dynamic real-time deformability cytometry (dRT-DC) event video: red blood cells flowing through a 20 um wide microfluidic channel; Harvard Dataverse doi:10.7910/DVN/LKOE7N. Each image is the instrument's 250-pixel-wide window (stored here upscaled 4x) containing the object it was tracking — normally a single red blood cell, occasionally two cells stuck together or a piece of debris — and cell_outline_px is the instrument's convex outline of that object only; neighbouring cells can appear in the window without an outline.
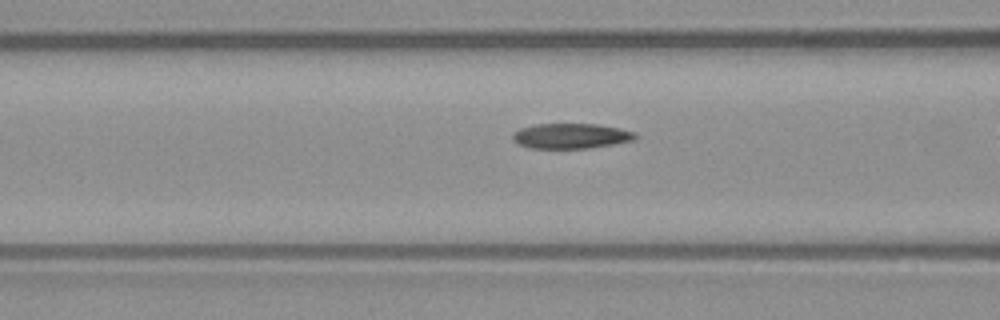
{"species": "common noctule bat (a hibernating species)", "species_latin": "Nyctalus noctula", "temperature_condition": "warm", "stored_images_in_passage": 14, "camera_frame_rate_fps": 3000, "um_per_image_px": 0.085, "animal": {"sex": "male", "body_mass_g": 23.1, "forearm_length_mm": 52.7}, "frame": {"image": 1, "passage_image": 12, "time_ms": 3.667, "image_size_px": [1000, 320], "cell_outline_px": [[640, 136], [636, 140], [588, 148], [528, 148], [516, 144], [512, 140], [512, 132], [520, 128], [536, 124], [596, 124], [620, 128], [636, 132]], "centroid_in_image_um": [48.53, 11.56], "position_along_channel_um": 118.1, "area_um2": 18.26}}